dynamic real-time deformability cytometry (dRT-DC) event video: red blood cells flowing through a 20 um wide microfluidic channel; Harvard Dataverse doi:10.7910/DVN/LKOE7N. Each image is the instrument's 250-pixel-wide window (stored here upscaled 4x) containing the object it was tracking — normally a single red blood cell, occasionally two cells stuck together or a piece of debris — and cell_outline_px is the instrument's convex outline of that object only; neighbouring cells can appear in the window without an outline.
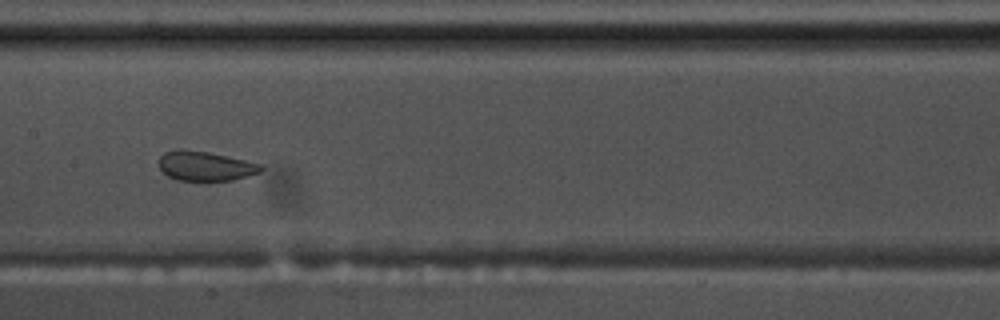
{"species": "common noctule bat (a hibernating species)", "species_latin": "Nyctalus noctula", "temperature_condition": "warm", "stored_images_in_passage": 23, "camera_frame_rate_fps": 3000, "um_per_image_px": 0.085, "animal": {"sex": "male", "body_mass_g": 17.5, "forearm_length_mm": 52.3}, "frame": {"image": 1, "passage_image": 14, "time_ms": 4.333, "image_size_px": [1000, 320], "cell_outline_px": [[264, 168], [260, 172], [232, 180], [204, 184], [176, 180], [168, 176], [160, 168], [160, 156], [164, 152], [180, 148], [208, 152], [244, 160], [260, 164]], "centroid_in_image_um": [17.42, 14.16], "position_along_channel_um": 190.0, "area_um2": 18.15}}